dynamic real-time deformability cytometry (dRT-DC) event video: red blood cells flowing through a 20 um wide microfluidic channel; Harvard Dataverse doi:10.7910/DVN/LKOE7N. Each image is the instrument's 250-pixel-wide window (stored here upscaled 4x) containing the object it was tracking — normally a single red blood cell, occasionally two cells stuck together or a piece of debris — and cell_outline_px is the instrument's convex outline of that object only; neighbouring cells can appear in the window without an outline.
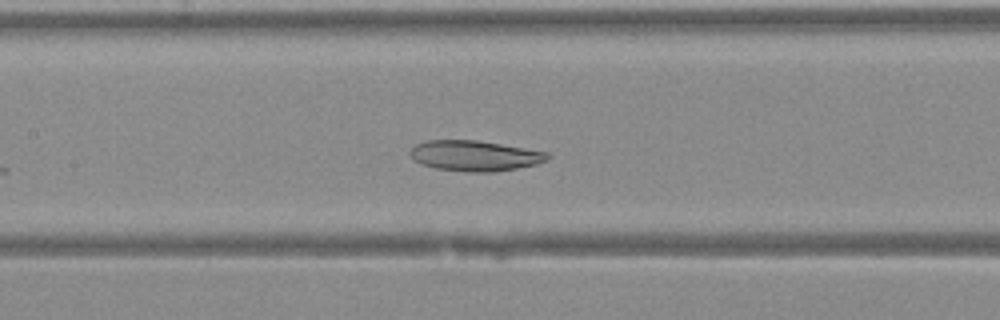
{"species": "Egyptian fruit bat (a non-hibernating species)", "species_latin": "Rousettus aegyptiacus", "temperature_condition": "warm", "stored_images_in_passage": 40, "camera_frame_rate_fps": 3000, "um_per_image_px": 0.085, "animal": {"sex": "female"}, "frame": {"image": 1, "passage_image": 17, "time_ms": 5.333, "image_size_px": [1000, 320], "cell_outline_px": [[552, 156], [548, 160], [536, 164], [496, 172], [468, 172], [436, 168], [412, 160], [408, 152], [416, 144], [428, 140], [476, 140], [548, 152]], "centroid_in_image_um": [40.36, 13.24], "position_along_channel_um": 167.0, "area_um2": 24.39}}
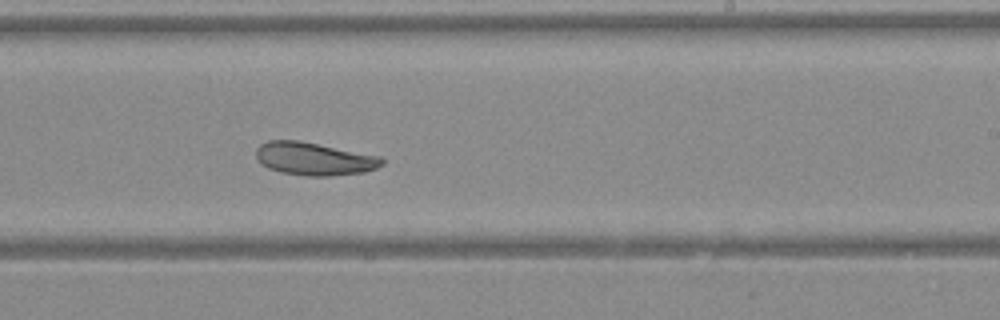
{"frame": {"image": 2, "passage_image": 23, "time_ms": 7.333, "image_size_px": [1000, 320], "cell_outline_px": [[384, 164], [376, 168], [364, 172], [328, 176], [304, 176], [280, 172], [268, 168], [256, 156], [256, 148], [260, 144], [268, 140], [300, 140], [380, 156], [384, 160]], "centroid_in_image_um": [26.71, 13.49], "position_along_channel_um": 262.3, "area_um2": 24.16}}
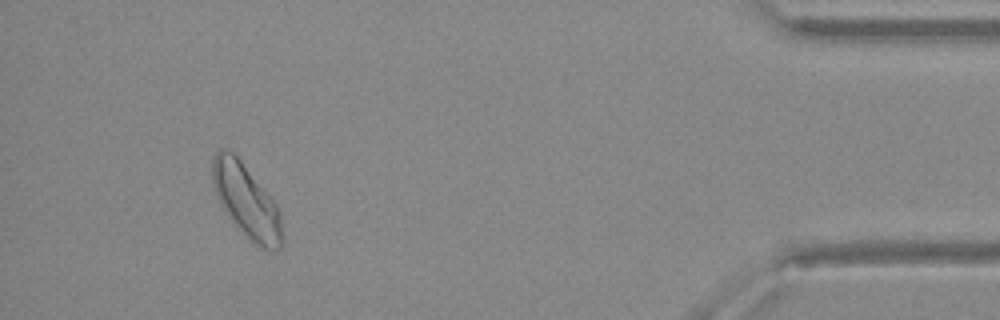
{"frame": {"image": 3, "passage_image": 36, "time_ms": 11.667, "image_size_px": [1000, 320], "cell_outline_px": [[284, 240], [280, 248], [276, 252], [272, 252], [248, 240], [244, 236], [228, 216], [220, 204], [216, 196], [212, 180], [212, 156], [220, 148], [232, 152], [240, 160], [276, 204], [280, 212]], "centroid_in_image_um": [20.95, 17.14], "position_along_channel_um": 414.3, "area_um2": 29.88}}